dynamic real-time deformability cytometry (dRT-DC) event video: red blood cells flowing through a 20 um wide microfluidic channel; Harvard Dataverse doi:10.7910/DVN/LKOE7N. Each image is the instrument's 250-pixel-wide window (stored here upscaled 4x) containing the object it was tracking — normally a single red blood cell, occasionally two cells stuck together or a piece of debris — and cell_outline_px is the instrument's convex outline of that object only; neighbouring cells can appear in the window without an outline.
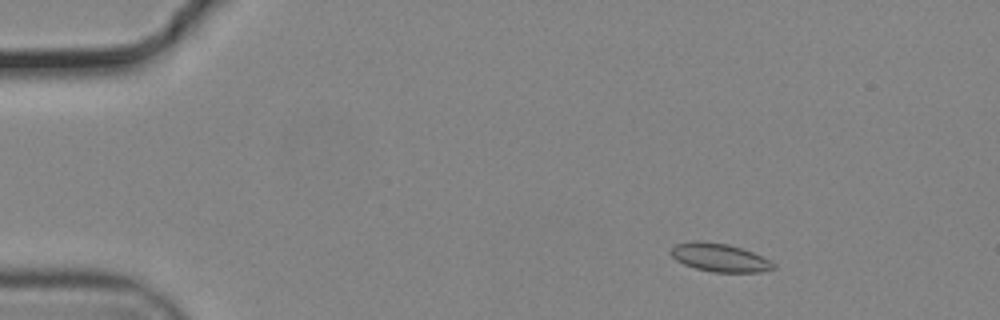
{"species": "common noctule bat (a hibernating species)", "species_latin": "Nyctalus noctula", "temperature_condition": "cold", "stored_images_in_passage": 15, "camera_frame_rate_fps": 3000, "um_per_image_px": 0.085, "animal": {"sex": "male", "body_mass_g": 19.2, "forearm_length_mm": 51.8}, "frame": {"image": 1, "passage_image": 5, "time_ms": 1.333, "image_size_px": [1000, 320], "cell_outline_px": [[776, 268], [760, 272], [712, 272], [696, 268], [684, 264], [676, 260], [668, 252], [676, 244], [692, 240], [704, 240], [728, 244], [752, 252], [772, 260], [776, 264]], "centroid_in_image_um": [61.17, 21.88], "position_along_channel_um": 23.8, "area_um2": 17.11}}
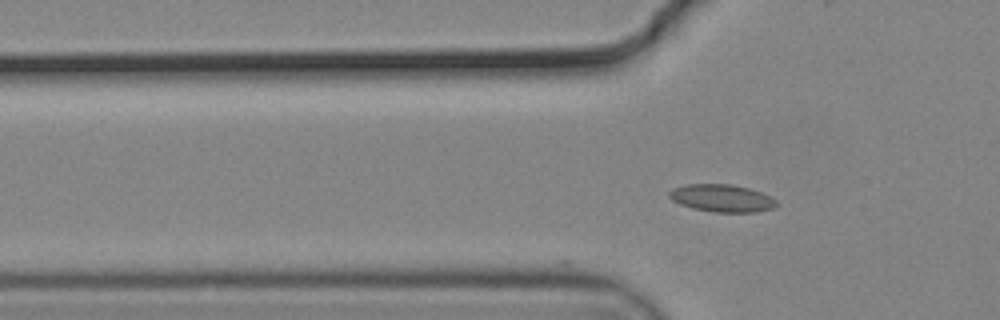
{"frame": {"image": 2, "passage_image": 15, "time_ms": 4.667, "image_size_px": [1000, 320], "cell_outline_px": [[780, 204], [772, 208], [756, 212], [712, 212], [692, 208], [680, 204], [672, 200], [668, 196], [668, 192], [672, 188], [688, 184], [732, 184], [748, 188], [760, 192], [776, 200]], "centroid_in_image_um": [61.34, 16.84], "position_along_channel_um": 64.5, "area_um2": 17.22}}